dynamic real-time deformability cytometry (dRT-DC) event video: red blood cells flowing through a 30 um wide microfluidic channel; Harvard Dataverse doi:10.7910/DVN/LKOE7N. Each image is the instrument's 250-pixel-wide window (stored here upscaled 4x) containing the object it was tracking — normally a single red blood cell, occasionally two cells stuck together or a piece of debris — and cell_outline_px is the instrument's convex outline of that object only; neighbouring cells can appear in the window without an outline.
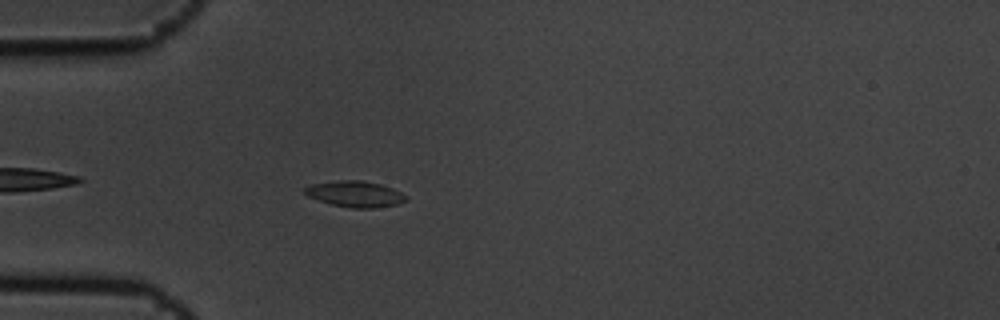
{"species": "common noctule bat (a hibernating species)", "species_latin": "Nyctalus noctula", "temperature_condition": "cold", "stored_images_in_passage": 5, "camera_frame_rate_fps": 3000, "um_per_image_px": 0.085, "animal": {"sex": "male", "body_mass_g": 19.5, "forearm_length_mm": 54.6}, "frame": {"image": 1, "passage_image": 5, "time_ms": 1.333, "image_size_px": [1000, 320], "cell_outline_px": [[408, 200], [396, 204], [376, 208], [352, 208], [332, 204], [308, 196], [304, 192], [304, 188], [312, 184], [340, 180], [364, 180], [380, 184], [392, 188], [408, 196]], "centroid_in_image_um": [30.22, 16.48], "position_along_channel_um": 54.8, "area_um2": 15.26}}